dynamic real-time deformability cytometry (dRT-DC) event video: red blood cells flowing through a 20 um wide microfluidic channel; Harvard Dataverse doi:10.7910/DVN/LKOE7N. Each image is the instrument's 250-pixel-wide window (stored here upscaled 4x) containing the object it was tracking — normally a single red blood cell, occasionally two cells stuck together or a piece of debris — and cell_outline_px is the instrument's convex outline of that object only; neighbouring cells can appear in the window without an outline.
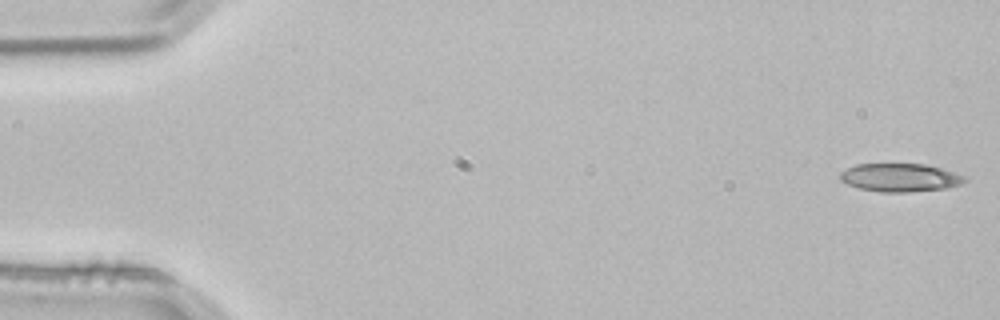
{"species": "common noctule bat (a hibernating species)", "species_latin": "Nyctalus noctula", "temperature_condition": "room temperature", "stored_images_in_passage": 3, "camera_frame_rate_fps": 3000, "um_per_image_px": 0.085, "animal": {"sex": "male", "body_mass_g": 21.5, "forearm_length_mm": 52.0}, "frame": {"image": 1, "passage_image": 1, "time_ms": 0.0, "image_size_px": [1000, 320], "cell_outline_px": [[968, 180], [960, 184], [948, 188], [912, 192], [884, 192], [860, 188], [848, 184], [840, 180], [840, 172], [856, 164], [924, 164], [940, 168], [968, 176]], "centroid_in_image_um": [76.55, 15.09], "position_along_channel_um": 8.4, "area_um2": 20.52}}
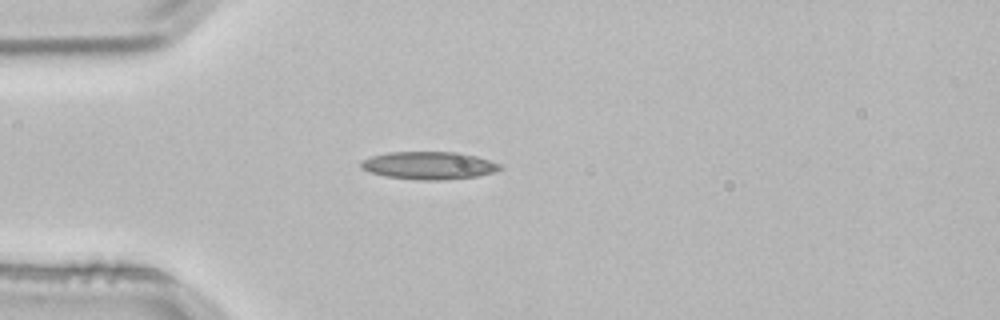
{"frame": {"image": 2, "passage_image": 3, "time_ms": 0.667, "image_size_px": [1000, 320], "cell_outline_px": [[504, 168], [496, 172], [476, 176], [444, 180], [416, 180], [384, 176], [368, 172], [360, 168], [360, 160], [372, 156], [388, 152], [460, 152], [476, 156], [500, 164]], "centroid_in_image_um": [36.43, 14.07], "position_along_channel_um": 48.6, "area_um2": 22.72}}